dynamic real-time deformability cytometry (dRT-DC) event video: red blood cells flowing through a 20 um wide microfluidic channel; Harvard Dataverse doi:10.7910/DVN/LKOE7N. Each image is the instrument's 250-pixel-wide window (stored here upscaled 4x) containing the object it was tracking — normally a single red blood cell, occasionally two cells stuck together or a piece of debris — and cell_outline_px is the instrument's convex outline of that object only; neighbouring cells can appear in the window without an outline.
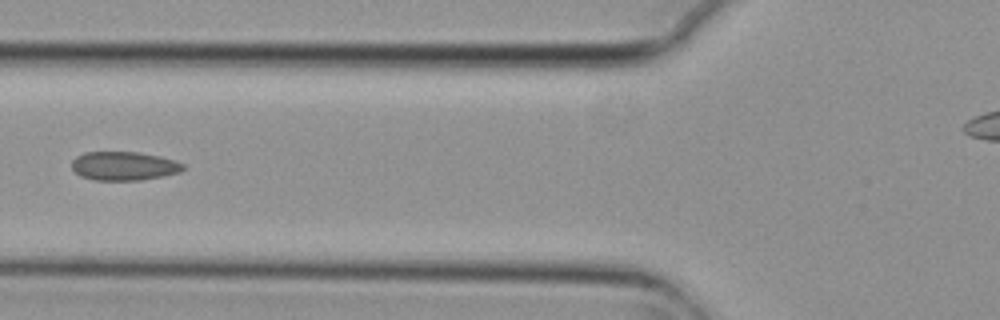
{"species": "common noctule bat (a hibernating species)", "species_latin": "Nyctalus noctula", "temperature_condition": "cold", "stored_images_in_passage": 5, "camera_frame_rate_fps": 3000, "um_per_image_px": 0.085, "animal": {"sex": "female", "body_mass_g": 29.2, "forearm_length_mm": 56.3}, "frame": {"image": 1, "passage_image": 5, "time_ms": 1.333, "image_size_px": [1000, 320], "cell_outline_px": [[184, 168], [180, 172], [164, 176], [140, 180], [96, 180], [80, 176], [72, 168], [72, 160], [76, 156], [84, 152], [136, 152], [160, 156], [184, 164]], "centroid_in_image_um": [10.52, 14.11], "position_along_channel_um": 115.3, "area_um2": 18.61}}